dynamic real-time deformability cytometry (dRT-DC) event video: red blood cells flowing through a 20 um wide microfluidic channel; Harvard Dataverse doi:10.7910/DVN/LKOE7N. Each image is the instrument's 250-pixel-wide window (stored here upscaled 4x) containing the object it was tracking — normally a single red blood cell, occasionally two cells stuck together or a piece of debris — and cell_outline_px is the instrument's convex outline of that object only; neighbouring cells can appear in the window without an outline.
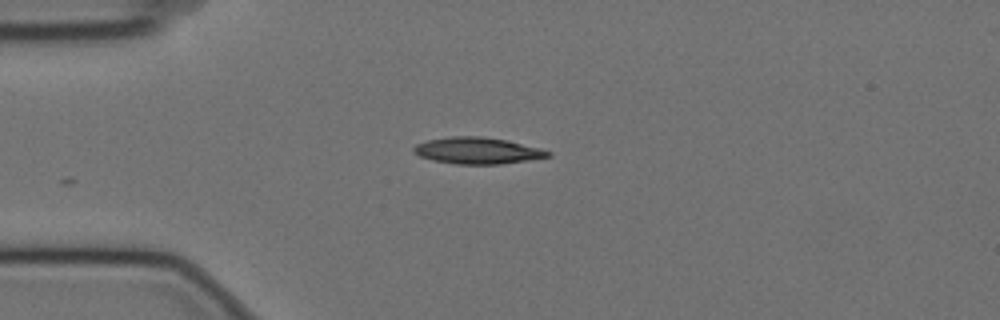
{"species": "Egyptian fruit bat (a non-hibernating species)", "species_latin": "Rousettus aegyptiacus", "temperature_condition": "cold", "stored_images_in_passage": 19, "camera_frame_rate_fps": 3000, "um_per_image_px": 0.085, "animal": {"sex": "female"}, "frame": {"image": 1, "passage_image": 1, "time_ms": 0.0, "image_size_px": [1000, 320], "cell_outline_px": [[552, 156], [528, 160], [500, 164], [456, 164], [432, 160], [420, 156], [412, 148], [416, 144], [428, 140], [452, 136], [484, 136], [504, 140], [540, 148], [552, 152]], "centroid_in_image_um": [40.59, 12.8], "position_along_channel_um": 44.4, "area_um2": 20.58}}
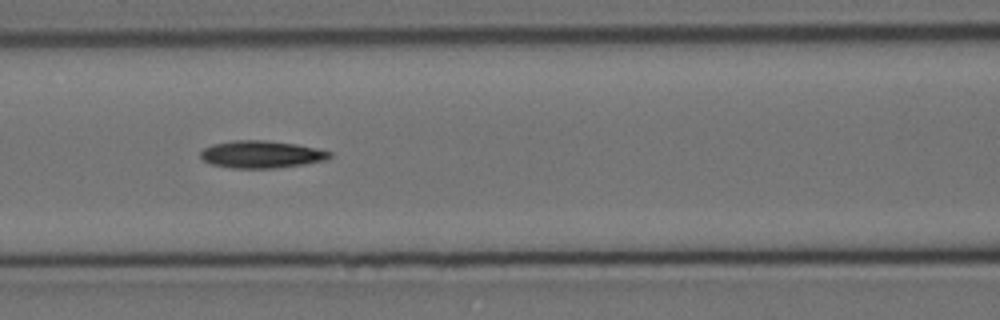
{"frame": {"image": 2, "passage_image": 11, "time_ms": 3.333, "image_size_px": [1000, 320], "cell_outline_px": [[332, 156], [328, 160], [304, 164], [276, 168], [232, 168], [212, 164], [204, 160], [200, 156], [200, 152], [204, 148], [212, 144], [232, 140], [268, 140], [296, 144], [316, 148], [332, 152]], "centroid_in_image_um": [22.24, 13.11], "position_along_channel_um": 144.4, "area_um2": 20.69}}
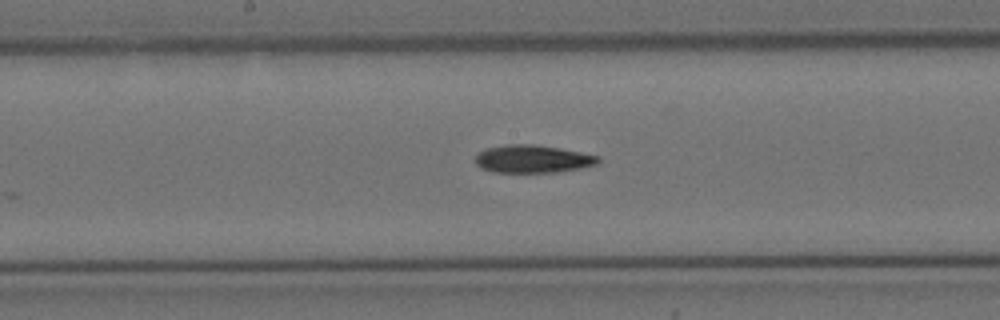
{"frame": {"image": 3, "passage_image": 16, "time_ms": 5.0, "image_size_px": [1000, 320], "cell_outline_px": [[600, 160], [596, 164], [580, 168], [556, 172], [492, 172], [480, 168], [476, 164], [476, 156], [480, 152], [488, 148], [508, 144], [532, 144], [560, 148], [600, 156]], "centroid_in_image_um": [45.28, 13.51], "position_along_channel_um": 202.9, "area_um2": 19.77}}